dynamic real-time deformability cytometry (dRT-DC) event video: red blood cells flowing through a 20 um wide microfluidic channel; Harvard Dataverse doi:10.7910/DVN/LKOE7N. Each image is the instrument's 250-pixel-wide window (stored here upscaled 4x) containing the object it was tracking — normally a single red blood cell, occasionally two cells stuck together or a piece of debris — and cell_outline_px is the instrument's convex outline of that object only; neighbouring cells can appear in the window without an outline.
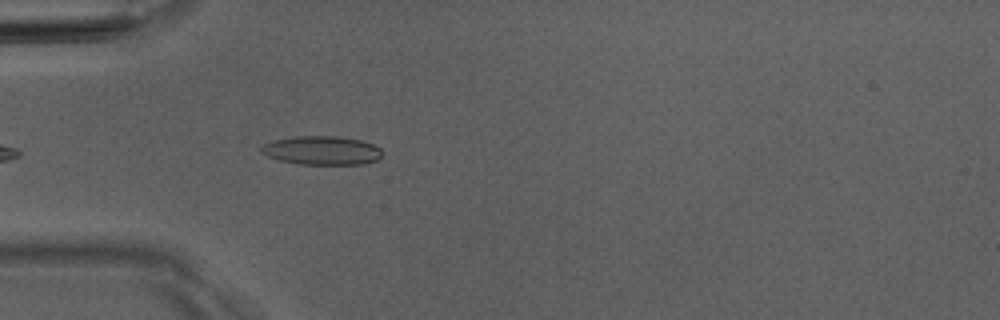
{"species": "Egyptian fruit bat (a non-hibernating species)", "species_latin": "Rousettus aegyptiacus", "temperature_condition": "room temperature", "stored_images_in_passage": 3, "camera_frame_rate_fps": 3000, "um_per_image_px": 0.085, "animal": {"sex": "male"}, "frame": {"image": 1, "passage_image": 3, "time_ms": 3.333, "image_size_px": [1000, 320], "cell_outline_px": [[380, 156], [376, 160], [364, 164], [300, 164], [280, 160], [268, 156], [260, 152], [260, 148], [264, 144], [272, 140], [296, 136], [340, 136], [360, 140], [372, 144], [380, 148]], "centroid_in_image_um": [27.33, 12.78], "position_along_channel_um": 57.7, "area_um2": 20.17}}